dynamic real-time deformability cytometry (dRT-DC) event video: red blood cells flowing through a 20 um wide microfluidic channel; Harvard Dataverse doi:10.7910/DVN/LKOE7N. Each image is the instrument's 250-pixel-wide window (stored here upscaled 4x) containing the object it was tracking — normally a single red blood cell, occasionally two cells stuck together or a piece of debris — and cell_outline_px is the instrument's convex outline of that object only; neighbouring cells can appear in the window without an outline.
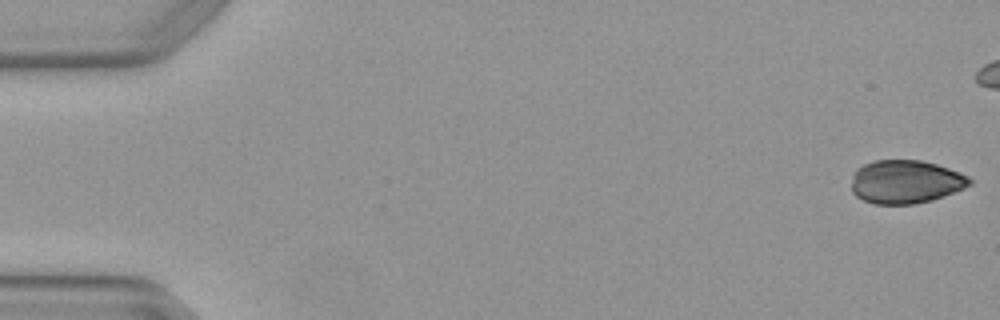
{"species": "Egyptian fruit bat (a non-hibernating species)", "species_latin": "Rousettus aegyptiacus", "temperature_condition": "warm", "stored_images_in_passage": 5, "camera_frame_rate_fps": 3000, "um_per_image_px": 0.085, "animal": {"sex": "female"}, "frame": {"image": 1, "passage_image": 1, "time_ms": 0.0, "image_size_px": [1000, 320], "cell_outline_px": [[972, 184], [964, 188], [944, 196], [932, 200], [916, 204], [872, 204], [856, 196], [852, 192], [852, 176], [856, 168], [872, 160], [920, 160], [936, 164], [960, 172], [968, 176], [972, 180]], "centroid_in_image_um": [76.97, 15.45], "position_along_channel_um": 8.0, "area_um2": 30.11}}
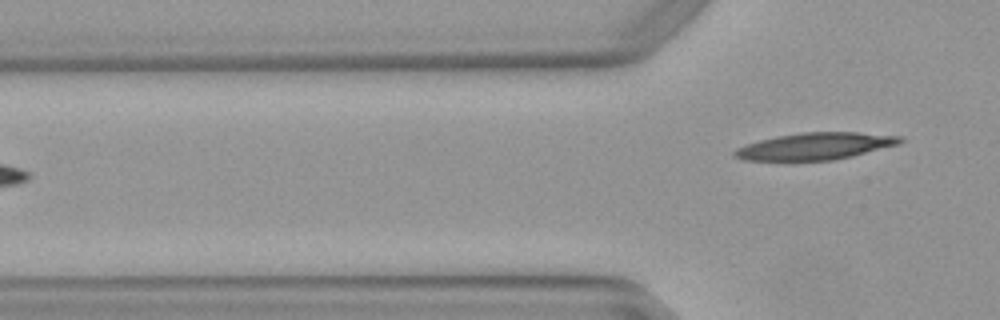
{"frame": {"image": 2, "passage_image": 5, "time_ms": 1.333, "image_size_px": [1000, 320], "cell_outline_px": [[904, 140], [900, 144], [852, 156], [832, 160], [788, 164], [784, 164], [744, 160], [732, 156], [732, 152], [736, 148], [760, 140], [776, 136], [800, 132], [856, 132], [904, 136]], "centroid_in_image_um": [69.2, 12.48], "position_along_channel_um": 56.6, "area_um2": 27.34}}